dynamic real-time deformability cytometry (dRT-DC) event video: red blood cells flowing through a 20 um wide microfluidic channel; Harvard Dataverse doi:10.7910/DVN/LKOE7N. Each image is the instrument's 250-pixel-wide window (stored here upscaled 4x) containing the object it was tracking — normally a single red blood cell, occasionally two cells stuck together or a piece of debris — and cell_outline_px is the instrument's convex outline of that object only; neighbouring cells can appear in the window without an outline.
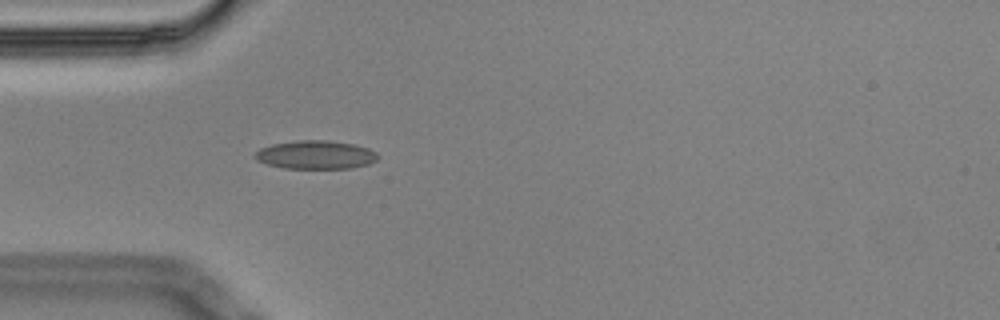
{"species": "Egyptian fruit bat (a non-hibernating species)", "species_latin": "Rousettus aegyptiacus", "temperature_condition": "cold", "stored_images_in_passage": 5, "camera_frame_rate_fps": 3000, "um_per_image_px": 0.085, "animal": {"sex": "male"}, "frame": {"image": 1, "passage_image": 5, "time_ms": 1.333, "image_size_px": [1000, 320], "cell_outline_px": [[380, 156], [376, 160], [368, 164], [352, 168], [284, 168], [268, 164], [256, 160], [256, 152], [260, 148], [272, 144], [296, 140], [328, 140], [352, 144], [368, 148], [376, 152]], "centroid_in_image_um": [26.85, 13.15], "position_along_channel_um": 58.2, "area_um2": 20.29}}